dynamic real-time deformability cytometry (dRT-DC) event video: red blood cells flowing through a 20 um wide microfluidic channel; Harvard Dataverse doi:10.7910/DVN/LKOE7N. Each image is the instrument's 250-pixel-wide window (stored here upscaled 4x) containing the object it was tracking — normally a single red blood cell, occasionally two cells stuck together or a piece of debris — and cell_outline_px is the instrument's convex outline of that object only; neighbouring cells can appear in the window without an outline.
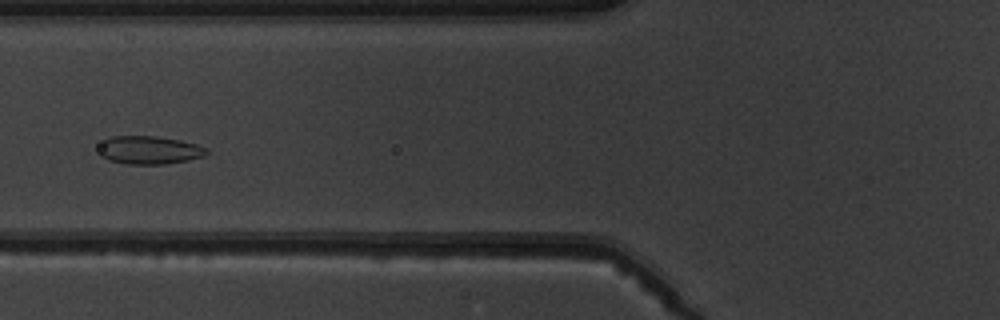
{"species": "common noctule bat (a hibernating species)", "species_latin": "Nyctalus noctula", "temperature_condition": "warm", "stored_images_in_passage": 7, "camera_frame_rate_fps": 3000, "um_per_image_px": 0.085, "animal": {"sex": "male", "body_mass_g": 19.5, "forearm_length_mm": 54.6}, "frame": {"image": 1, "passage_image": 6, "time_ms": 5.667, "image_size_px": [1000, 320], "cell_outline_px": [[208, 152], [204, 156], [188, 160], [164, 164], [124, 164], [108, 160], [100, 156], [100, 144], [104, 140], [112, 136], [156, 136], [180, 140], [196, 144], [208, 148]], "centroid_in_image_um": [12.68, 12.76], "position_along_channel_um": 113.1, "area_um2": 17.74}}
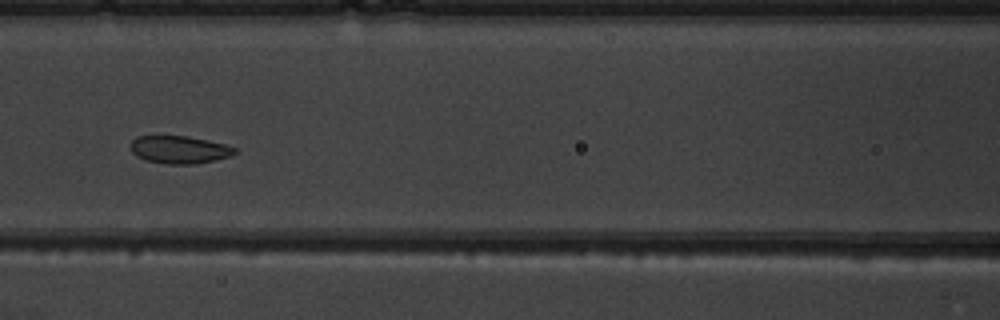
{"frame": {"image": 2, "passage_image": 7, "time_ms": 6.667, "image_size_px": [1000, 320], "cell_outline_px": [[236, 152], [228, 156], [196, 164], [168, 164], [148, 160], [136, 156], [132, 152], [128, 144], [136, 136], [188, 136], [224, 144], [236, 148]], "centroid_in_image_um": [15.18, 12.71], "position_along_channel_um": 151.4, "area_um2": 16.65}}